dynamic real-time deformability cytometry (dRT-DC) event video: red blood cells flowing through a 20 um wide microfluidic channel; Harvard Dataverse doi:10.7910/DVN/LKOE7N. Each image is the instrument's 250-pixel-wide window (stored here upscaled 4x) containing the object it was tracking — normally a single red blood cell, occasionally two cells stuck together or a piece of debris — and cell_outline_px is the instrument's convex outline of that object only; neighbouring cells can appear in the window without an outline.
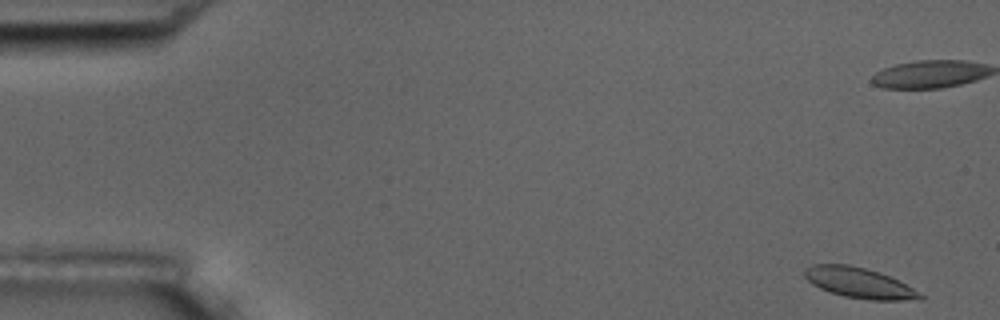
{"species": "common noctule bat (a hibernating species)", "species_latin": "Nyctalus noctula", "temperature_condition": "room temperature", "stored_images_in_passage": 6, "camera_frame_rate_fps": 3000, "um_per_image_px": 0.085, "animal": {"sex": "male", "body_mass_g": 17.5, "forearm_length_mm": 52.3}, "frame": {"image": 1, "passage_image": 1, "time_ms": 0.0, "image_size_px": [1000, 320], "cell_outline_px": [[924, 300], [868, 300], [844, 296], [820, 288], [812, 284], [804, 276], [804, 268], [812, 264], [848, 264], [880, 272], [912, 288], [924, 296]], "centroid_in_image_um": [73.01, 24.04], "position_along_channel_um": 12.0, "area_um2": 20.35}}
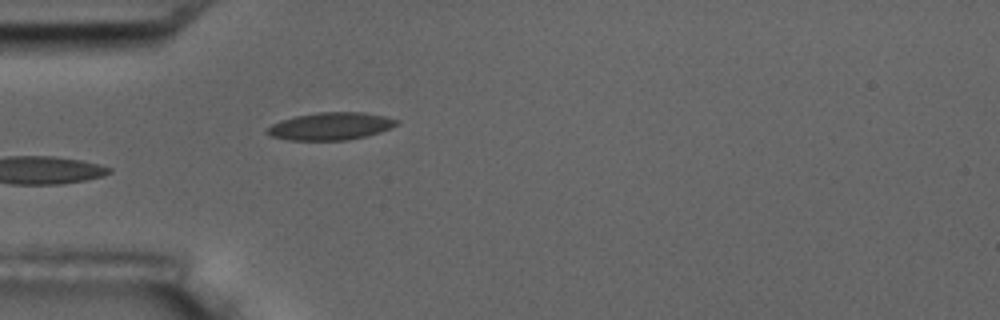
{"frame": {"image": 2, "passage_image": 6, "time_ms": 5.667, "image_size_px": [1000, 320], "cell_outline_px": [[400, 120], [396, 124], [380, 132], [348, 140], [288, 140], [272, 136], [264, 132], [264, 128], [280, 120], [296, 116], [316, 112], [364, 112], [384, 116]], "centroid_in_image_um": [28.04, 10.72], "position_along_channel_um": 57.0, "area_um2": 20.75}}